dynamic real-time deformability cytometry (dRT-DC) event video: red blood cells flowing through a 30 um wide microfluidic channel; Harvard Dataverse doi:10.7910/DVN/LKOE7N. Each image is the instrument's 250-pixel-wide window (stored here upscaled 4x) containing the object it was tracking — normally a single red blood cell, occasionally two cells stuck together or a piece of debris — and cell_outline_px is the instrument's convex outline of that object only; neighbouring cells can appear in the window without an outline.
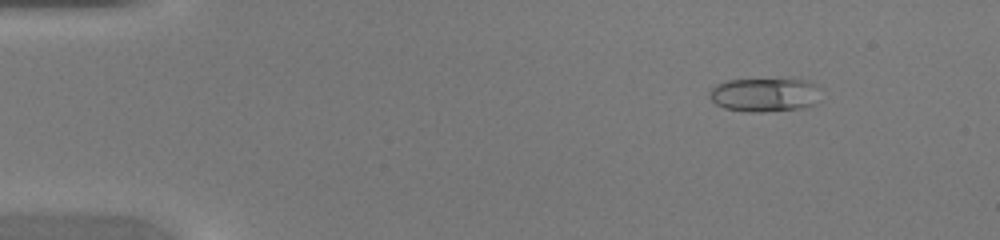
{"species": "common noctule bat (a hibernating species)", "species_latin": "Nyctalus noctula", "temperature_condition": "warm", "stored_images_in_passage": 45, "camera_frame_rate_fps": 3000, "um_per_image_px": 0.085, "animal": {"sex": "female", "body_mass_g": 20.0, "forearm_length_mm": 54.0}, "frame": {"image": 1, "passage_image": 6, "time_ms": 1.667, "image_size_px": [1000, 240], "cell_outline_px": [[824, 88], [820, 100], [816, 104], [800, 108], [764, 112], [748, 112], [724, 108], [716, 104], [708, 96], [712, 88], [716, 84], [728, 80], [808, 80]], "centroid_in_image_um": [65.08, 8.06], "position_along_channel_um": 19.9, "area_um2": 22.25}}
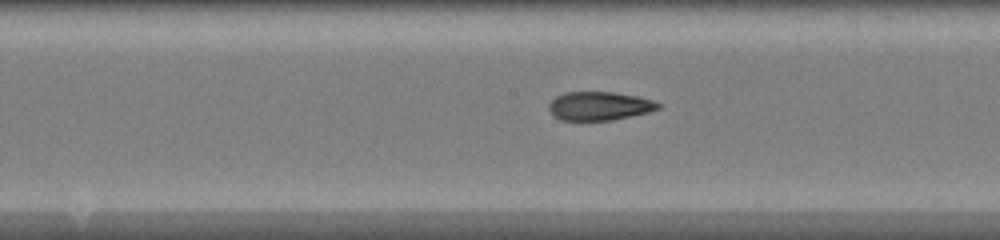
{"frame": {"image": 2, "passage_image": 24, "time_ms": 7.667, "image_size_px": [1000, 240], "cell_outline_px": [[660, 108], [648, 112], [632, 116], [612, 120], [560, 120], [548, 108], [548, 104], [556, 96], [564, 92], [612, 92], [636, 96], [652, 100], [660, 104]], "centroid_in_image_um": [50.94, 9.0], "position_along_channel_um": 197.3, "area_um2": 18.09}}
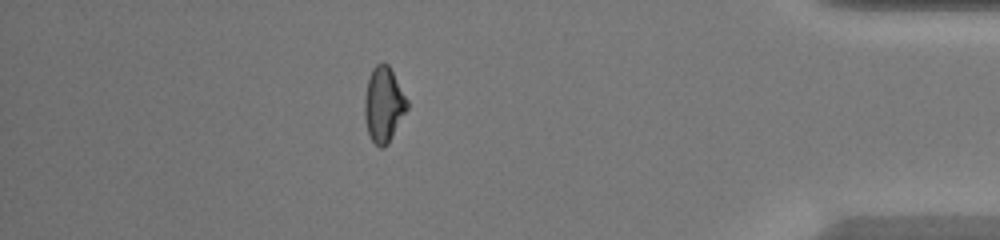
{"frame": {"image": 3, "passage_image": 40, "time_ms": 13.0, "image_size_px": [1000, 240], "cell_outline_px": [[408, 108], [388, 144], [384, 148], [380, 148], [372, 140], [368, 132], [364, 116], [364, 100], [368, 76], [372, 68], [376, 64], [384, 60], [388, 64], [408, 100]], "centroid_in_image_um": [32.6, 8.86], "position_along_channel_um": 402.6, "area_um2": 18.79}}